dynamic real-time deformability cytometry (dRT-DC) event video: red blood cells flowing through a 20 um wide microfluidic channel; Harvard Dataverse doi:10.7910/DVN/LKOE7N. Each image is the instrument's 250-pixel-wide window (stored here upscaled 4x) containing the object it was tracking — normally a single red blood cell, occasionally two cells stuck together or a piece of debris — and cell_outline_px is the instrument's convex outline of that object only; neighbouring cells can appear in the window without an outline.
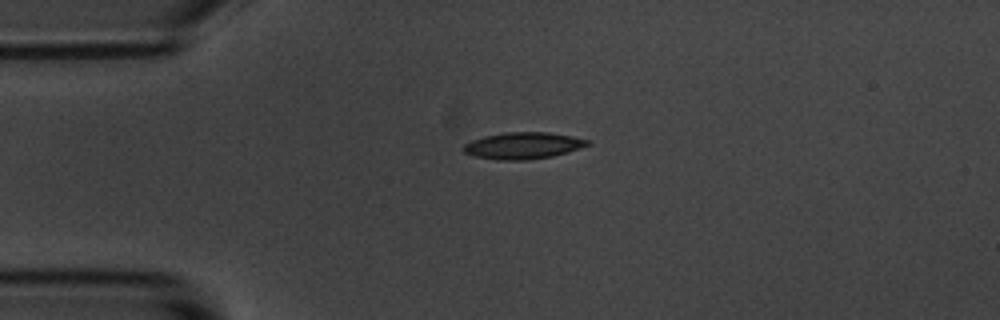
{"species": "common noctule bat (a hibernating species)", "species_latin": "Nyctalus noctula", "temperature_condition": "room temperature", "stored_images_in_passage": 2, "camera_frame_rate_fps": 3000, "um_per_image_px": 0.085, "animal": {"sex": "male", "body_mass_g": 20.1, "forearm_length_mm": 53.5}, "frame": {"image": 1, "passage_image": 1, "time_ms": 0.0, "image_size_px": [1000, 320], "cell_outline_px": [[592, 140], [588, 144], [580, 148], [568, 152], [552, 156], [524, 160], [500, 160], [476, 156], [464, 152], [460, 148], [464, 144], [472, 140], [484, 136], [504, 132], [548, 132], [572, 136]], "centroid_in_image_um": [44.45, 12.37], "position_along_channel_um": 40.5, "area_um2": 19.25}}